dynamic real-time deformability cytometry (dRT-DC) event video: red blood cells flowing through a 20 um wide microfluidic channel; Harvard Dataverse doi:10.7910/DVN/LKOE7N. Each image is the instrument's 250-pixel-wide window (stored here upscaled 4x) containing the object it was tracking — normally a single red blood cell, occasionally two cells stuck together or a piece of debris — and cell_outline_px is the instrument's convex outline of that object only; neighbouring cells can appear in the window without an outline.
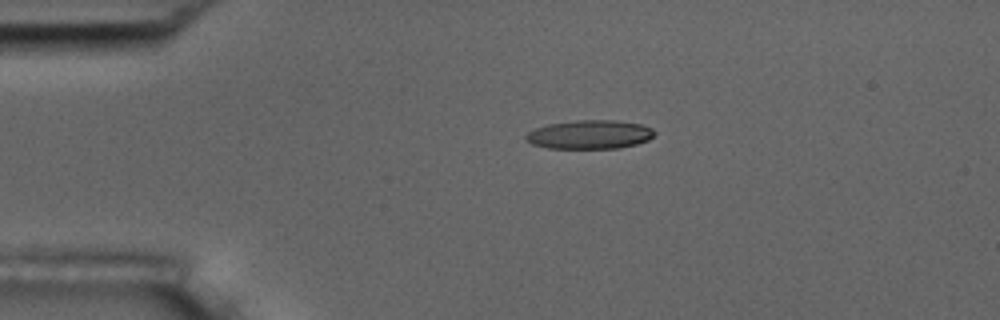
{"species": "common noctule bat (a hibernating species)", "species_latin": "Nyctalus noctula", "temperature_condition": "room temperature", "stored_images_in_passage": 4, "camera_frame_rate_fps": 3000, "um_per_image_px": 0.085, "animal": {"sex": "male", "body_mass_g": 17.5, "forearm_length_mm": 52.3}, "frame": {"image": 1, "passage_image": 3, "time_ms": 3.0, "image_size_px": [1000, 320], "cell_outline_px": [[656, 132], [648, 140], [636, 144], [620, 148], [548, 148], [532, 144], [524, 140], [524, 136], [528, 132], [536, 128], [548, 124], [576, 120], [616, 120], [640, 124], [652, 128]], "centroid_in_image_um": [50.11, 11.43], "position_along_channel_um": 34.9, "area_um2": 21.62}}